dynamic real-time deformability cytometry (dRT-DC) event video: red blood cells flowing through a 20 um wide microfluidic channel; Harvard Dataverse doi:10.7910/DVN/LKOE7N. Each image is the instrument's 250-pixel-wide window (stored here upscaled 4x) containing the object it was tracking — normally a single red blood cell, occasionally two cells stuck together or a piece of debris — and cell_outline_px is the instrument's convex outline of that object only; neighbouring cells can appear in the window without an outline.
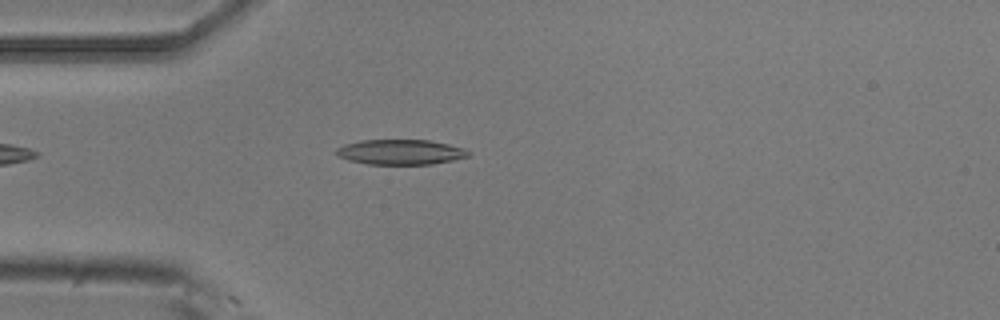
{"species": "common noctule bat (a hibernating species)", "species_latin": "Nyctalus noctula", "temperature_condition": "room temperature", "stored_images_in_passage": 4, "camera_frame_rate_fps": 3000, "um_per_image_px": 0.085, "animal": {"sex": "male", "body_mass_g": 20.5, "forearm_length_mm": 52.5}, "frame": {"image": 1, "passage_image": 4, "time_ms": 1.0, "image_size_px": [1000, 320], "cell_outline_px": [[472, 156], [432, 164], [368, 164], [348, 160], [336, 156], [336, 148], [344, 144], [360, 140], [428, 140], [448, 144], [464, 148], [472, 152]], "centroid_in_image_um": [34.05, 12.92], "position_along_channel_um": 50.9, "area_um2": 19.48}}